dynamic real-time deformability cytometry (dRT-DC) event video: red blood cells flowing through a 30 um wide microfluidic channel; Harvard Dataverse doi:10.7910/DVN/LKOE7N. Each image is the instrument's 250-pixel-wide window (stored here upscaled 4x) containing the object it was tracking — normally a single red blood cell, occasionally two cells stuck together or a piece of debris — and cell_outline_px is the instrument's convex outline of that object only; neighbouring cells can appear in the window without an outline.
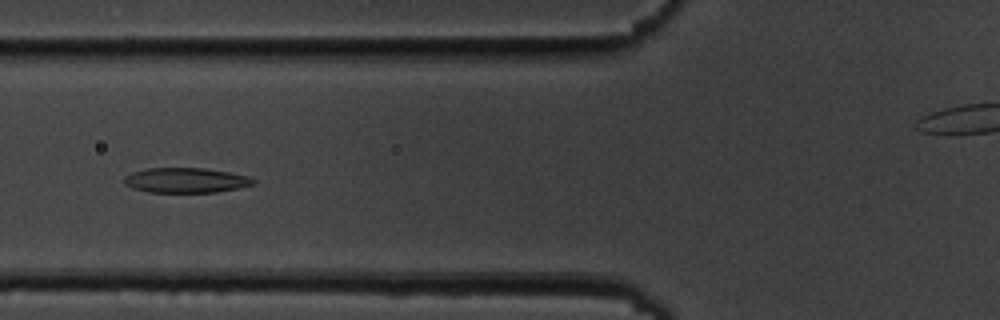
{"species": "common noctule bat (a hibernating species)", "species_latin": "Nyctalus noctula", "temperature_condition": "cold", "stored_images_in_passage": 53, "camera_frame_rate_fps": 3000, "um_per_image_px": 0.085, "animal": {"sex": "male", "body_mass_g": 19.5, "forearm_length_mm": 54.6}, "frame": {"image": 1, "passage_image": 18, "time_ms": 5.667, "image_size_px": [1000, 320], "cell_outline_px": [[256, 184], [216, 192], [148, 192], [132, 188], [124, 184], [124, 176], [132, 172], [148, 168], [204, 168], [228, 172], [248, 176], [256, 180]], "centroid_in_image_um": [15.78, 15.32], "position_along_channel_um": 110.0, "area_um2": 18.79}}
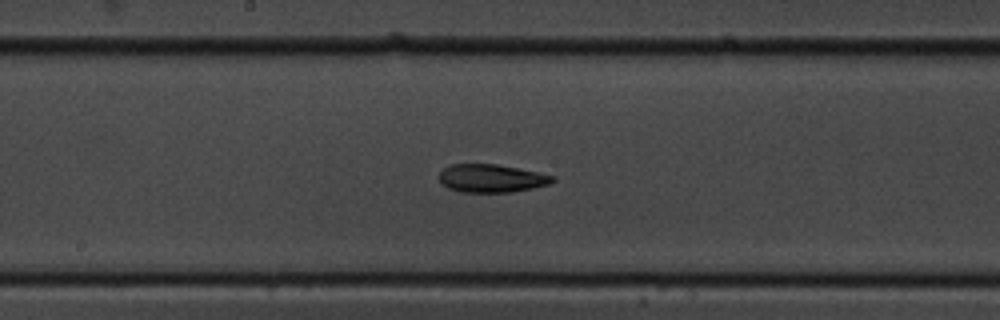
{"frame": {"image": 2, "passage_image": 26, "time_ms": 8.333, "image_size_px": [1000, 320], "cell_outline_px": [[556, 180], [548, 184], [532, 188], [512, 192], [460, 192], [448, 188], [440, 180], [440, 172], [444, 168], [452, 164], [496, 164], [556, 176]], "centroid_in_image_um": [41.78, 15.16], "position_along_channel_um": 206.4, "area_um2": 18.38}}
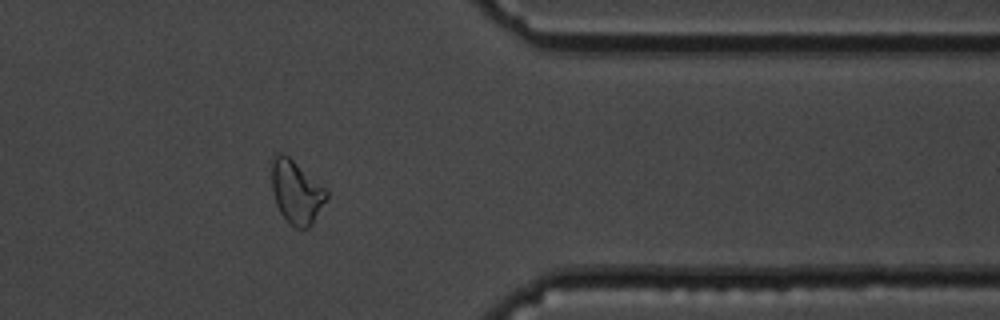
{"frame": {"image": 3, "passage_image": 42, "time_ms": 13.667, "image_size_px": [1000, 320], "cell_outline_px": [[328, 196], [312, 224], [308, 228], [296, 228], [280, 212], [276, 204], [272, 188], [272, 156], [276, 152], [284, 152], [324, 188], [328, 192]], "centroid_in_image_um": [25.16, 16.29], "position_along_channel_um": 386.2, "area_um2": 19.83}, "authors_computed_cell_mechanics": {"area_um2": 19.8832, "velocity_mm_per_s": 3.6015, "shape_relaxation_time_tau1_ms": 6.4471, "shape_relaxation_time_tau2_ms": 6.0791, "deformation_change_tau1": 0.174, "deformation_change_tau2": 0.1368}}